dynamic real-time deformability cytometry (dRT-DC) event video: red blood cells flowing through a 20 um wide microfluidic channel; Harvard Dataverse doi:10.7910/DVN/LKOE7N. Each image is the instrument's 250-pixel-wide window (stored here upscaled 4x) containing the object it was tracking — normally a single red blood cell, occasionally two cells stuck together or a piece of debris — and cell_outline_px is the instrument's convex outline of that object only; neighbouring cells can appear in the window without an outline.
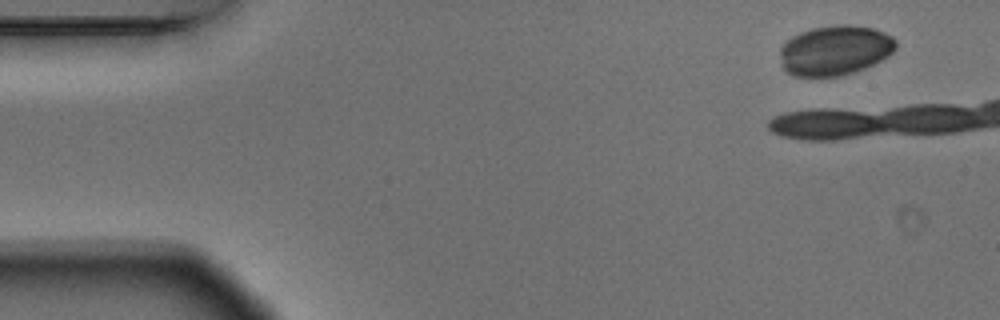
{"species": "Egyptian fruit bat (a non-hibernating species)", "species_latin": "Rousettus aegyptiacus", "temperature_condition": "warm", "stored_images_in_passage": 4, "camera_frame_rate_fps": 3000, "um_per_image_px": 0.085, "animal": {"sex": "male"}, "frame": {"image": 1, "passage_image": 1, "time_ms": 0.0, "image_size_px": [1000, 320], "cell_outline_px": [[896, 48], [888, 56], [864, 68], [840, 76], [796, 76], [788, 72], [784, 68], [780, 56], [780, 48], [792, 36], [800, 32], [812, 28], [836, 24], [848, 24], [872, 28], [884, 32], [892, 36], [896, 40]], "centroid_in_image_um": [70.98, 4.26], "position_along_channel_um": 14.0, "area_um2": 33.52}}